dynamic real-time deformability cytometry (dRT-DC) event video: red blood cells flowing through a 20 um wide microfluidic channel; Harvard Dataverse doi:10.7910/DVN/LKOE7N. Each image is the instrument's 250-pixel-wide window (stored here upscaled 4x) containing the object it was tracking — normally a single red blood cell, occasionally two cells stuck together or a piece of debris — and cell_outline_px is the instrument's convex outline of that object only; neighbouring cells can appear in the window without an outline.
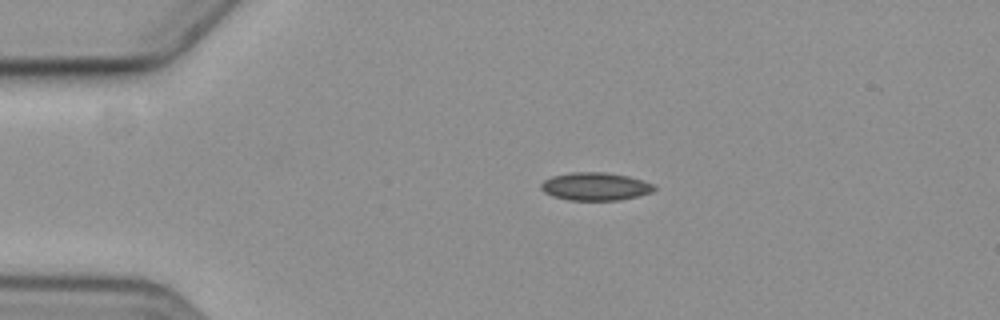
{"species": "common noctule bat (a hibernating species)", "species_latin": "Nyctalus noctula", "temperature_condition": "cold", "stored_images_in_passage": 3, "segment_of_instrument_passage": [1, 2], "camera_frame_rate_fps": 3000, "um_per_image_px": 0.085, "animal": {"sex": "female", "body_mass_g": 19.3, "forearm_length_mm": 54.1}, "frame": {"image": 1, "passage_image": 1, "time_ms": 0.0, "image_size_px": [1000, 320], "cell_outline_px": [[656, 188], [652, 192], [636, 196], [616, 200], [568, 200], [552, 196], [544, 192], [540, 188], [540, 184], [544, 180], [552, 176], [572, 172], [604, 172], [628, 176], [652, 184]], "centroid_in_image_um": [50.55, 15.85], "position_along_channel_um": 34.5, "area_um2": 18.26}}